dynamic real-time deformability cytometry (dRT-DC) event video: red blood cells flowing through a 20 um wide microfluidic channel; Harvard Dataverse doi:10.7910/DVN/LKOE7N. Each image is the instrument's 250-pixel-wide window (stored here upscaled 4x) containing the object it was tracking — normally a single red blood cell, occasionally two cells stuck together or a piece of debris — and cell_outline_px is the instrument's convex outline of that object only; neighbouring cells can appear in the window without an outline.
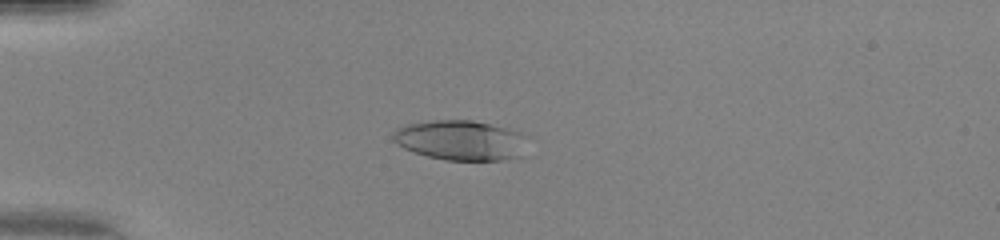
{"species": "human", "species_latin": "Homo sapiens", "temperature_condition": "warm", "stored_images_in_passage": 51, "camera_frame_rate_fps": 3000, "um_per_image_px": 0.085, "donor": {"sex": "female"}, "frame": {"image": 1, "passage_image": 15, "time_ms": 4.667, "image_size_px": [1000, 240], "cell_outline_px": [[532, 136], [524, 156], [504, 160], [444, 160], [412, 152], [396, 144], [392, 140], [392, 136], [396, 128], [408, 124], [432, 120], [472, 120], [504, 128]], "centroid_in_image_um": [39.23, 11.94], "position_along_channel_um": 45.8, "area_um2": 31.96}}
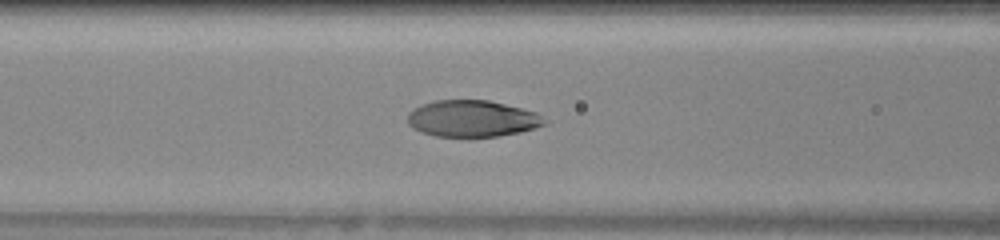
{"frame": {"image": 2, "passage_image": 23, "time_ms": 7.333, "image_size_px": [1000, 240], "cell_outline_px": [[548, 124], [536, 128], [520, 132], [500, 136], [436, 136], [420, 132], [412, 128], [408, 124], [408, 112], [424, 104], [436, 100], [488, 100], [536, 112]], "centroid_in_image_um": [40.13, 10.09], "position_along_channel_um": 126.5, "area_um2": 28.96}}
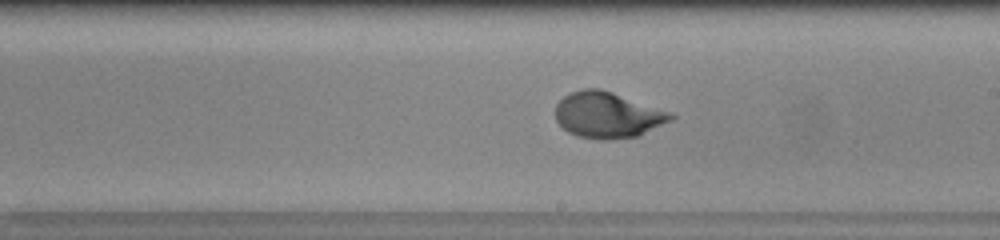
{"frame": {"image": 3, "passage_image": 31, "time_ms": 10.0, "image_size_px": [1000, 240], "cell_outline_px": [[676, 116], [672, 120], [640, 136], [608, 140], [600, 140], [580, 136], [568, 132], [556, 120], [556, 104], [564, 96], [580, 88], [600, 88], [612, 92], [668, 112]], "centroid_in_image_um": [51.63, 9.78], "position_along_channel_um": 237.4, "area_um2": 30.69}, "authors_computed_cell_mechanics": {"area_um2": 30.923, "velocity_mm_per_s": 4.181, "shape_relaxation_time_tau1_ms": 2.9002, "shape_relaxation_time_tau2_ms": null, "deformation_change_tau1": 0.2131, "deformation_change_tau2": null}}